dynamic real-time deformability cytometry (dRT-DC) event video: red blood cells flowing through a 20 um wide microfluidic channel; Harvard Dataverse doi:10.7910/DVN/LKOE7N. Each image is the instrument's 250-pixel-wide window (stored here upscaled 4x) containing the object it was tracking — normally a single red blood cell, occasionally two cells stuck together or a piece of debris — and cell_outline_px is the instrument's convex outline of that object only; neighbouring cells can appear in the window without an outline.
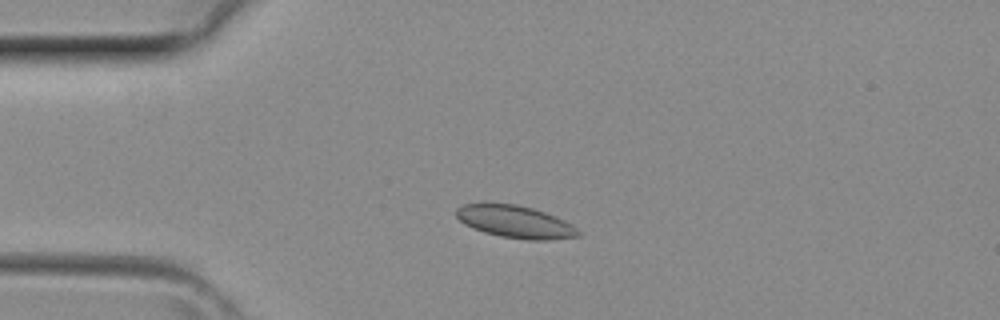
{"species": "common noctule bat (a hibernating species)", "species_latin": "Nyctalus noctula", "temperature_condition": "room temperature", "stored_images_in_passage": 3, "camera_frame_rate_fps": 3000, "um_per_image_px": 0.085, "animal": {"sex": "female", "body_mass_g": 29.2, "forearm_length_mm": 56.3}, "frame": {"image": 1, "passage_image": 2, "time_ms": 0.333, "image_size_px": [1000, 320], "cell_outline_px": [[580, 236], [548, 240], [528, 240], [500, 236], [484, 232], [472, 228], [464, 224], [456, 216], [456, 208], [464, 204], [484, 200], [516, 204], [532, 208], [556, 216], [572, 224], [580, 232]], "centroid_in_image_um": [43.73, 18.81], "position_along_channel_um": 41.3, "area_um2": 23.64}}